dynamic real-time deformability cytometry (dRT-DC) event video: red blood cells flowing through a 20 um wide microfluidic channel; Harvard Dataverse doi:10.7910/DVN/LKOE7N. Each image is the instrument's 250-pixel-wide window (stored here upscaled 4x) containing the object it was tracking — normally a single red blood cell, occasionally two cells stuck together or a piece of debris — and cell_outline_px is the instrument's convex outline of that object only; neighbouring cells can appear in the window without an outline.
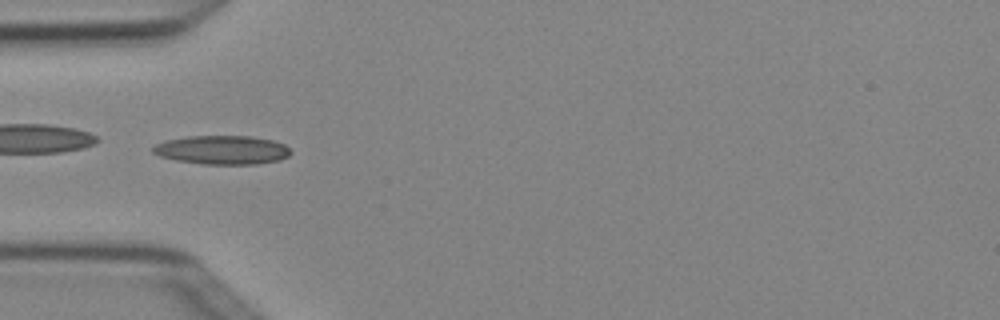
{"species": "Egyptian fruit bat (a non-hibernating species)", "species_latin": "Rousettus aegyptiacus", "temperature_condition": "cold", "stored_images_in_passage": 5, "camera_frame_rate_fps": 3000, "um_per_image_px": 0.085, "animal": {"sex": "female"}, "frame": {"image": 1, "passage_image": 5, "time_ms": 1.333, "image_size_px": [1000, 320], "cell_outline_px": [[292, 152], [288, 156], [280, 160], [256, 164], [204, 164], [176, 160], [160, 156], [152, 152], [152, 148], [156, 144], [164, 140], [188, 136], [252, 136], [272, 140], [284, 144]], "centroid_in_image_um": [18.88, 12.74], "position_along_channel_um": 66.1, "area_um2": 23.18}}